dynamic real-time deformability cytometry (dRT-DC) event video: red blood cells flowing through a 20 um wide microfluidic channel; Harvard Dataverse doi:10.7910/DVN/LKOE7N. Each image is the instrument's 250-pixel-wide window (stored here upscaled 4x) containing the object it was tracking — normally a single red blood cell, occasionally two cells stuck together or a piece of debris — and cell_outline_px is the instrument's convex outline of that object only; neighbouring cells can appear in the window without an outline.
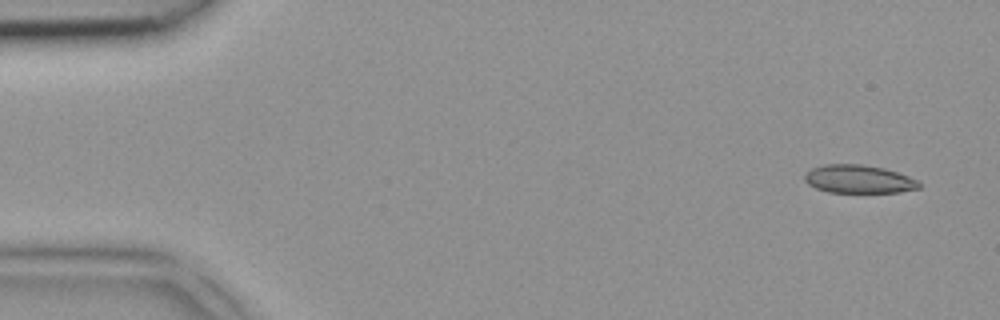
{"species": "common noctule bat (a hibernating species)", "species_latin": "Nyctalus noctula", "temperature_condition": "room temperature", "stored_images_in_passage": 4, "camera_frame_rate_fps": 3000, "um_per_image_px": 0.085, "animal": {"sex": "female", "body_mass_g": 18.4}, "frame": {"image": 1, "passage_image": 1, "time_ms": 0.0, "image_size_px": [1000, 320], "cell_outline_px": [[920, 188], [900, 192], [828, 192], [816, 188], [808, 184], [804, 180], [804, 176], [812, 168], [824, 164], [860, 164], [884, 168], [908, 176], [916, 180], [920, 184]], "centroid_in_image_um": [72.97, 15.22], "position_along_channel_um": 12.0, "area_um2": 18.67}}
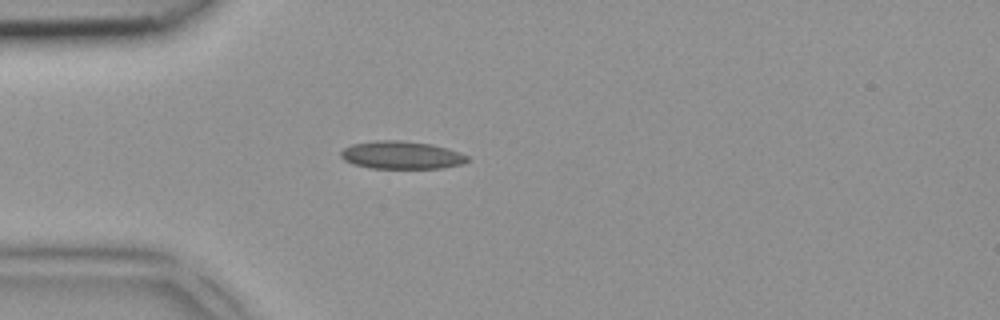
{"frame": {"image": 2, "passage_image": 4, "time_ms": 1.0, "image_size_px": [1000, 320], "cell_outline_px": [[468, 160], [464, 164], [444, 168], [372, 168], [352, 164], [344, 160], [340, 156], [340, 152], [344, 148], [352, 144], [376, 140], [400, 140], [432, 144], [468, 156]], "centroid_in_image_um": [34.09, 13.19], "position_along_channel_um": 50.9, "area_um2": 20.46}}